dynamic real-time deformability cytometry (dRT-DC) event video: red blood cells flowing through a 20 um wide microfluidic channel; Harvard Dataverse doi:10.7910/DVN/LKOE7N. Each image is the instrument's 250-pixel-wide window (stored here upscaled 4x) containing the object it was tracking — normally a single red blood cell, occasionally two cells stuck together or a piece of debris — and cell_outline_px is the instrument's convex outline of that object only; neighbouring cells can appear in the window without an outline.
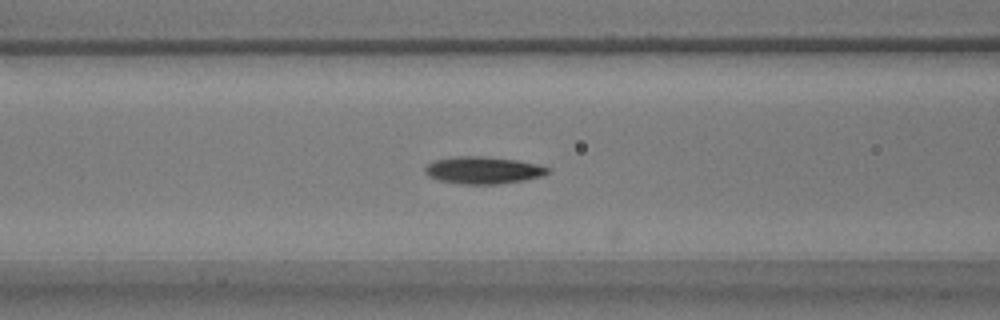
{"species": "common noctule bat (a hibernating species)", "species_latin": "Nyctalus noctula", "temperature_condition": "warm", "stored_images_in_passage": 10, "camera_frame_rate_fps": 3000, "um_per_image_px": 0.085, "animal": {"sex": "male", "body_mass_g": 17.9}, "frame": {"image": 1, "passage_image": 9, "time_ms": 2.667, "image_size_px": [1000, 320], "cell_outline_px": [[548, 172], [540, 176], [524, 180], [496, 184], [460, 184], [440, 180], [428, 176], [424, 172], [424, 168], [428, 164], [436, 160], [456, 156], [480, 156], [516, 160], [536, 164], [548, 168]], "centroid_in_image_um": [41.01, 14.47], "position_along_channel_um": 125.6, "area_um2": 19.13}}